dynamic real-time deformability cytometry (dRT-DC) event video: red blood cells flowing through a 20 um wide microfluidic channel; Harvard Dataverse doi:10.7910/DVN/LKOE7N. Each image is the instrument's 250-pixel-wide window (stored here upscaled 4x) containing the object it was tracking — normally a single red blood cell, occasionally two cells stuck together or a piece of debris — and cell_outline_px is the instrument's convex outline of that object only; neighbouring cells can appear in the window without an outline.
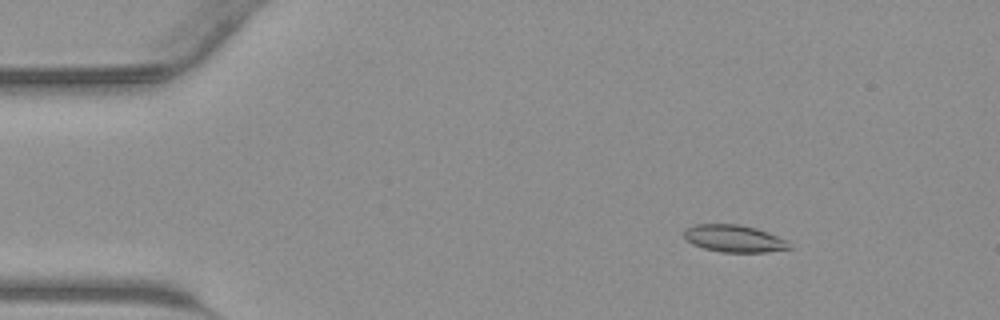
{"species": "common noctule bat (a hibernating species)", "species_latin": "Nyctalus noctula", "temperature_condition": "warm", "stored_images_in_passage": 44, "camera_frame_rate_fps": 3000, "um_per_image_px": 0.085, "animal": {"sex": "male", "body_mass_g": 23.1, "forearm_length_mm": 52.7}, "frame": {"image": 1, "passage_image": 7, "time_ms": 2.0, "image_size_px": [1000, 320], "cell_outline_px": [[792, 248], [764, 252], [720, 252], [704, 248], [692, 244], [684, 240], [684, 232], [688, 228], [696, 224], [736, 224], [756, 228], [768, 232], [788, 240]], "centroid_in_image_um": [62.4, 20.28], "position_along_channel_um": 22.6, "area_um2": 16.7}}
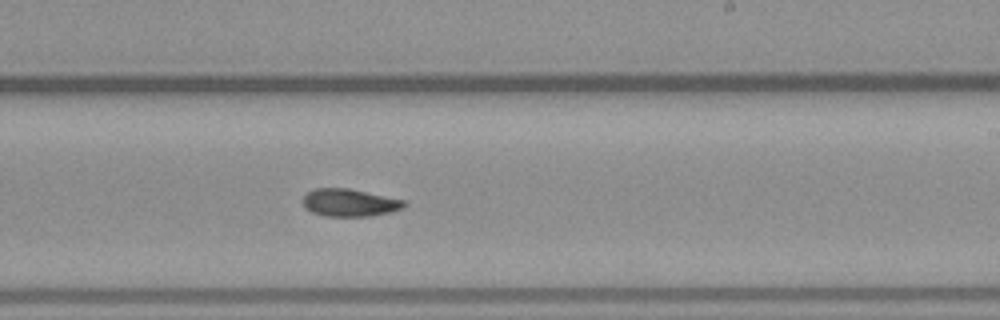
{"frame": {"image": 2, "passage_image": 27, "time_ms": 8.667, "image_size_px": [1000, 320], "cell_outline_px": [[408, 204], [404, 208], [392, 212], [368, 216], [324, 216], [312, 212], [304, 204], [304, 196], [312, 188], [348, 188], [404, 200]], "centroid_in_image_um": [29.75, 17.22], "position_along_channel_um": 259.2, "area_um2": 16.18}}
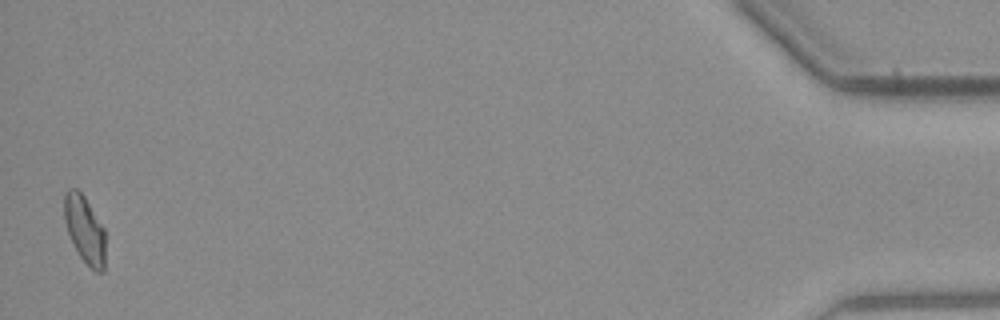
{"frame": {"image": 3, "passage_image": 44, "time_ms": 14.333, "image_size_px": [1000, 320], "cell_outline_px": [[104, 272], [96, 272], [80, 256], [72, 244], [64, 220], [64, 192], [68, 188], [76, 188], [84, 196], [104, 228]], "centroid_in_image_um": [7.18, 19.48], "position_along_channel_um": 428.0, "area_um2": 16.01}}